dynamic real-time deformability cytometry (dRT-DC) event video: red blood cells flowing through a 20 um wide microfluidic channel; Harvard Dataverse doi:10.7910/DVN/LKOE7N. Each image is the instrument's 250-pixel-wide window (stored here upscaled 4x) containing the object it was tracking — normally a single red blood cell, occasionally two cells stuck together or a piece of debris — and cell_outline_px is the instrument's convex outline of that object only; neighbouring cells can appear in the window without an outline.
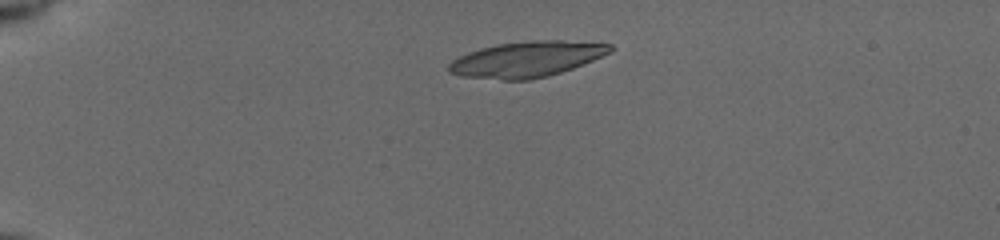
{"species": "common noctule bat (a hibernating species)", "species_latin": "Nyctalus noctula", "temperature_condition": "cold", "stored_images_in_passage": 48, "camera_frame_rate_fps": 3000, "um_per_image_px": 0.085, "animal": {"sex": "female", "body_mass_g": 19.5, "forearm_length_mm": 54.1}, "frame": {"image": 1, "passage_image": 8, "time_ms": 2.333, "image_size_px": [1000, 240], "cell_outline_px": [[616, 48], [612, 52], [572, 68], [548, 76], [528, 80], [504, 80], [460, 76], [448, 72], [448, 64], [452, 60], [468, 52], [480, 48], [496, 44], [532, 40], [564, 40], [612, 44]], "centroid_in_image_um": [44.77, 5.03], "position_along_channel_um": 40.2, "area_um2": 33.64}}